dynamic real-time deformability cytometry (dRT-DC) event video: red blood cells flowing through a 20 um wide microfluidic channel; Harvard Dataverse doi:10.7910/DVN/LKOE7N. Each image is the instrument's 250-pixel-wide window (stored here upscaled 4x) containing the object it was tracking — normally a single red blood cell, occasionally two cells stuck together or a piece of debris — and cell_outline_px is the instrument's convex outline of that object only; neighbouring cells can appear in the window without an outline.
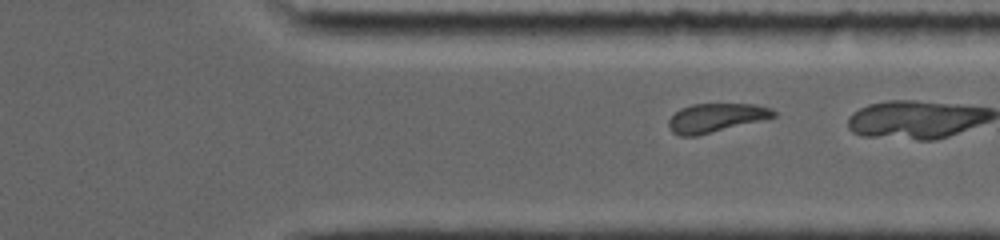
{"species": "common noctule bat (a hibernating species)", "species_latin": "Nyctalus noctula", "temperature_condition": "room temperature", "stored_images_in_passage": 32, "camera_frame_rate_fps": 5000, "um_per_image_px": 0.085, "animal": {"sex": "female", "body_mass_g": 19.0, "forearm_length_mm": 56.7}, "frame": {"image": 1, "passage_image": 28, "time_ms": 7.0, "image_size_px": [1000, 240], "cell_outline_px": [[776, 116], [768, 120], [696, 136], [680, 136], [672, 132], [668, 124], [668, 120], [680, 108], [692, 104], [756, 104], [772, 108], [776, 112]], "centroid_in_image_um": [60.91, 10.02], "position_along_channel_um": 350.5, "area_um2": 17.98}}